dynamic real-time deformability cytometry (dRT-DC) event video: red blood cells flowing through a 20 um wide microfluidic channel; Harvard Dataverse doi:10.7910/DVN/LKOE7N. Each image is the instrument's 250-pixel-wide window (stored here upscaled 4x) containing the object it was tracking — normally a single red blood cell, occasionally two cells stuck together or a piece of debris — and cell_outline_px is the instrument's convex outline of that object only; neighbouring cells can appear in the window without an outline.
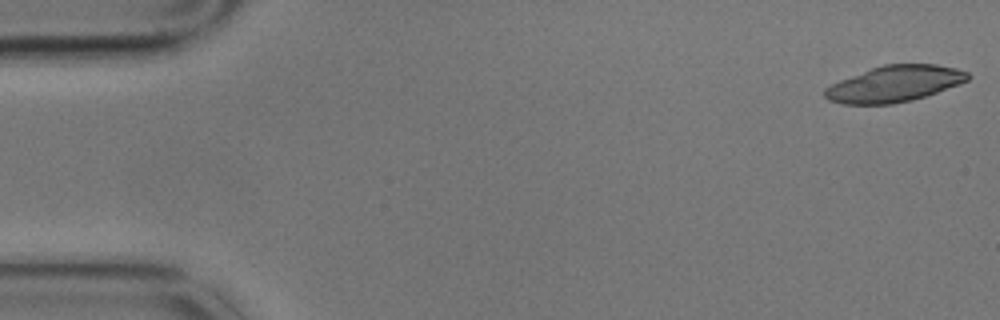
{"species": "common noctule bat (a hibernating species)", "species_latin": "Nyctalus noctula", "temperature_condition": "cold", "stored_images_in_passage": 5, "camera_frame_rate_fps": 3000, "um_per_image_px": 0.085, "animal": {"sex": "male", "body_mass_g": 17.9}, "frame": {"image": 1, "passage_image": 1, "time_ms": 0.0, "image_size_px": [1000, 320], "cell_outline_px": [[972, 76], [968, 80], [960, 84], [912, 100], [892, 104], [844, 104], [828, 100], [824, 96], [824, 88], [840, 80], [872, 68], [884, 64], [936, 64], [956, 68], [968, 72]], "centroid_in_image_um": [76.05, 7.12], "position_along_channel_um": 9.0, "area_um2": 30.0}}